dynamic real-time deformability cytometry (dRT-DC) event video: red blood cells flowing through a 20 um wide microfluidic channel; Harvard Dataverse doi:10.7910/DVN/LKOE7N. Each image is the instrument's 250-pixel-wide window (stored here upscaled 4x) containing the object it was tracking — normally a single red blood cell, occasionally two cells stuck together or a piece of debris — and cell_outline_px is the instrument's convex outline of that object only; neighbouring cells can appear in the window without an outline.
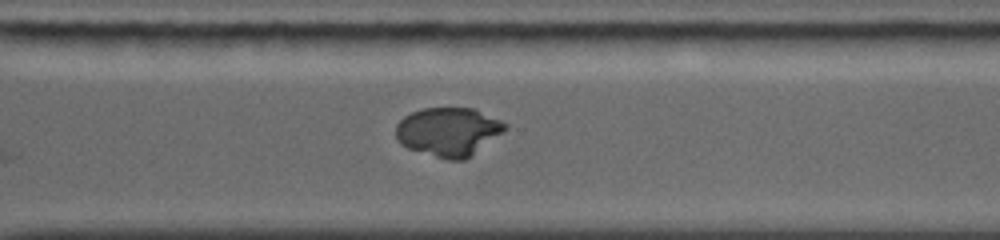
{"species": "common noctule bat (a hibernating species)", "species_latin": "Nyctalus noctula", "temperature_condition": "warm", "stored_images_in_passage": 15, "camera_frame_rate_fps": 5000, "um_per_image_px": 0.085, "animal": {"sex": "female", "body_mass_g": 19.0, "forearm_length_mm": 56.7}, "frame": {"image": 1, "passage_image": 15, "time_ms": 9.8, "image_size_px": [1000, 240], "cell_outline_px": [[508, 128], [504, 132], [464, 160], [448, 160], [408, 148], [400, 144], [396, 140], [396, 124], [404, 116], [412, 112], [424, 108], [476, 108], [508, 124]], "centroid_in_image_um": [38.12, 11.18], "position_along_channel_um": 332.5, "area_um2": 31.04}}